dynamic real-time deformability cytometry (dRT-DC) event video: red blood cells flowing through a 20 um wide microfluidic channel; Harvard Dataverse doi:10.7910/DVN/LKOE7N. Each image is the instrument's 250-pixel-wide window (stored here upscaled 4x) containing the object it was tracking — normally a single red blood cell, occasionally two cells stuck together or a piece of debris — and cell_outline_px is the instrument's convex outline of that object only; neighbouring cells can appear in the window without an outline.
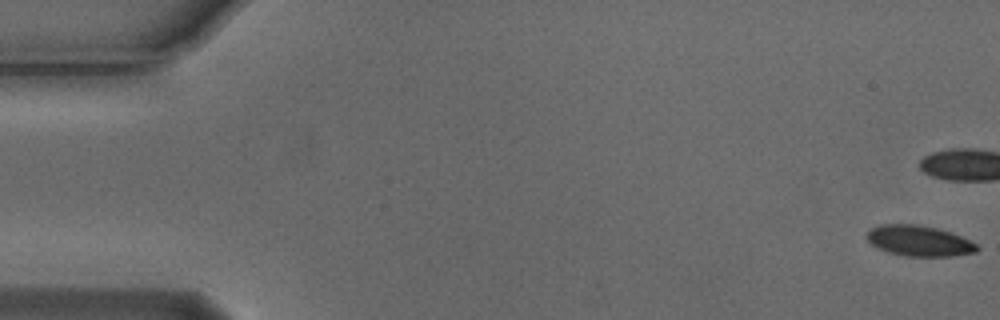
{"species": "Egyptian fruit bat (a non-hibernating species)", "species_latin": "Rousettus aegyptiacus", "temperature_condition": "cold", "stored_images_in_passage": 56, "camera_frame_rate_fps": 3000, "um_per_image_px": 0.085, "animal": {"sex": "male"}, "frame": {"image": 1, "passage_image": 1, "time_ms": 0.0, "image_size_px": [1000, 320], "cell_outline_px": [[980, 248], [976, 252], [952, 256], [904, 256], [888, 252], [876, 248], [868, 240], [868, 232], [872, 228], [880, 224], [920, 224], [952, 232], [976, 244]], "centroid_in_image_um": [78.13, 20.47], "position_along_channel_um": 6.9, "area_um2": 19.65}}
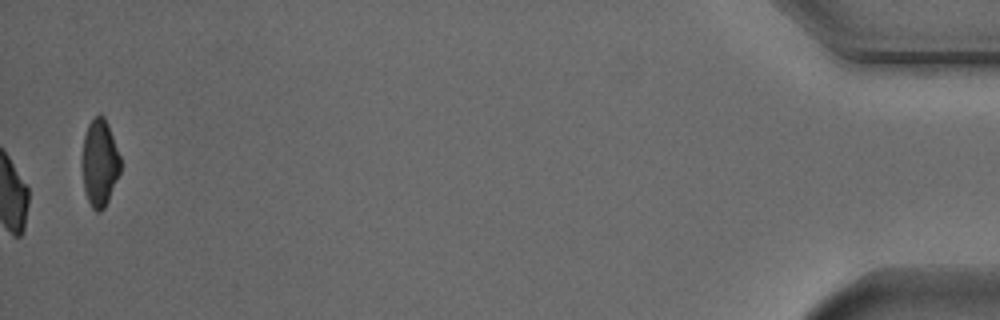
{"frame": {"image": 2, "passage_image": 56, "time_ms": 18.333, "image_size_px": [1000, 320], "cell_outline_px": [[120, 172], [108, 200], [104, 208], [100, 212], [96, 212], [92, 208], [88, 200], [84, 188], [80, 164], [80, 160], [84, 136], [88, 124], [100, 112], [104, 116], [108, 124], [120, 156]], "centroid_in_image_um": [8.44, 13.83], "position_along_channel_um": 426.8, "area_um2": 19.71}, "authors_computed_cell_mechanics": {"area_um2": 20.6057, "velocity_mm_per_s": 3.7408, "shape_relaxation_time_tau1_ms": 2.4943, "shape_relaxation_time_tau2_ms": null, "deformation_change_tau1": 0.101, "deformation_change_tau2": null}}